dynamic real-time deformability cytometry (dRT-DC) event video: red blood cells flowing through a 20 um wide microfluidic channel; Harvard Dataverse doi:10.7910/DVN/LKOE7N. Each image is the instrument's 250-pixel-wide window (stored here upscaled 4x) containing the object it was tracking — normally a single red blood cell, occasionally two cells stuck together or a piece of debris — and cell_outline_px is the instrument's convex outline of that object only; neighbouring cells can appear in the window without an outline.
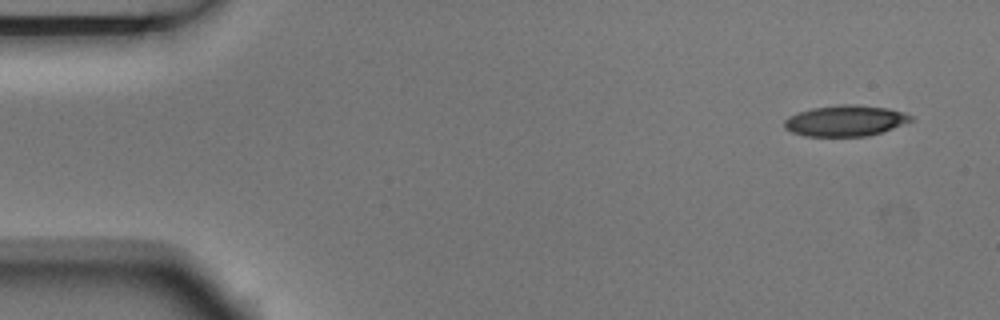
{"species": "Egyptian fruit bat (a non-hibernating species)", "species_latin": "Rousettus aegyptiacus", "temperature_condition": "room temperature", "stored_images_in_passage": 5, "segment_of_instrument_passage": [1, 2], "camera_frame_rate_fps": 3000, "um_per_image_px": 0.085, "animal": {"sex": "male"}, "frame": {"image": 1, "passage_image": 1, "time_ms": 0.0, "image_size_px": [1000, 320], "cell_outline_px": [[916, 120], [868, 136], [804, 136], [792, 132], [784, 128], [784, 120], [788, 116], [812, 108], [840, 104], [852, 104], [888, 108], [904, 112], [912, 116]], "centroid_in_image_um": [71.86, 10.26], "position_along_channel_um": 13.1, "area_um2": 22.83}}
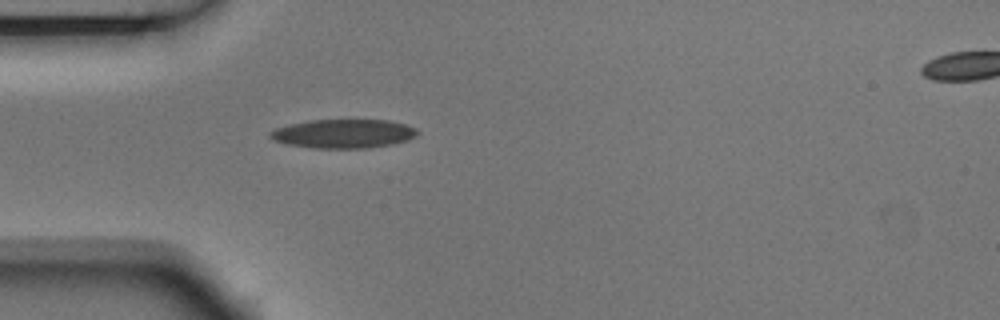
{"frame": {"image": 2, "passage_image": 4, "time_ms": 1.0, "image_size_px": [1000, 320], "cell_outline_px": [[416, 136], [408, 140], [368, 148], [312, 148], [284, 144], [272, 140], [268, 136], [268, 132], [276, 128], [308, 120], [388, 120], [404, 124], [416, 128]], "centroid_in_image_um": [29.12, 11.36], "position_along_channel_um": 55.9, "area_um2": 24.74}}